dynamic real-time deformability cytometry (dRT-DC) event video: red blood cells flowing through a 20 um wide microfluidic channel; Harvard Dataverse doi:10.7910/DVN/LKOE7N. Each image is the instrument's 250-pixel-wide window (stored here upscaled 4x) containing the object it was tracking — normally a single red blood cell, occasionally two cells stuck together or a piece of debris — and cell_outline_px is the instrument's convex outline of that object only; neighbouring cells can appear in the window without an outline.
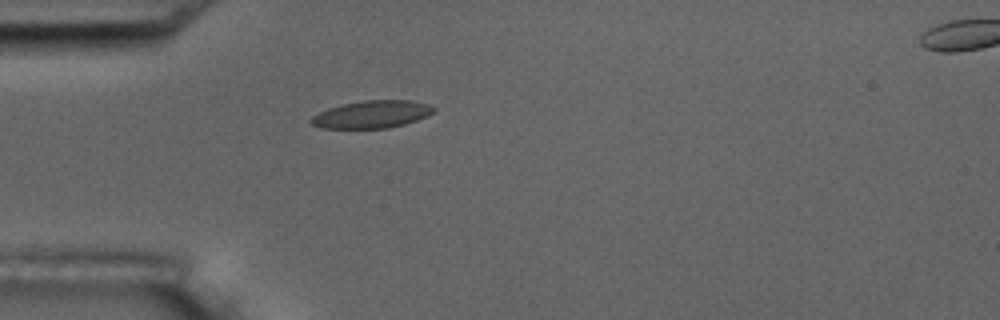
{"species": "common noctule bat (a hibernating species)", "species_latin": "Nyctalus noctula", "temperature_condition": "room temperature", "stored_images_in_passage": 2, "camera_frame_rate_fps": 3000, "um_per_image_px": 0.085, "animal": {"sex": "male", "body_mass_g": 17.5, "forearm_length_mm": 52.3}, "frame": {"image": 1, "passage_image": 1, "time_ms": 0.0, "image_size_px": [1000, 320], "cell_outline_px": [[436, 108], [428, 116], [404, 124], [388, 128], [320, 128], [312, 124], [308, 120], [312, 116], [328, 108], [344, 104], [364, 100], [412, 100], [428, 104]], "centroid_in_image_um": [31.6, 9.72], "position_along_channel_um": 53.4, "area_um2": 19.59}}